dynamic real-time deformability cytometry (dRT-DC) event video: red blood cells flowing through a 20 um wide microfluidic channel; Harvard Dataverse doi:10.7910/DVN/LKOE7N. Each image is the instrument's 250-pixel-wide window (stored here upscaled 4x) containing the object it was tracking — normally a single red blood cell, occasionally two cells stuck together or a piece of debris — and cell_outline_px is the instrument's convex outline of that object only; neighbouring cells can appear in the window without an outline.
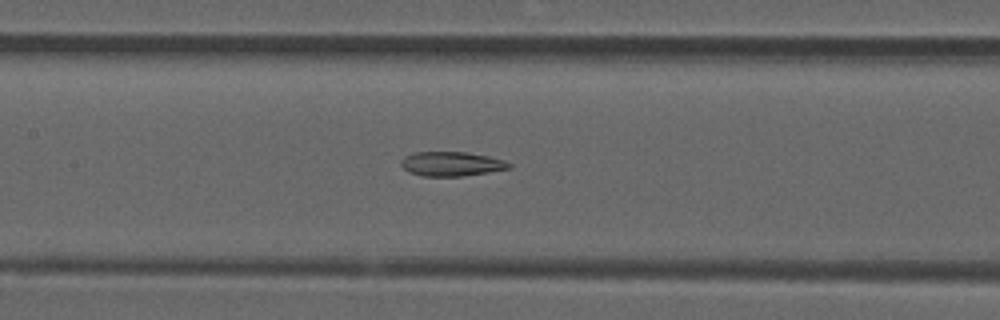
{"species": "common noctule bat (a hibernating species)", "species_latin": "Nyctalus noctula", "temperature_condition": "room temperature", "stored_images_in_passage": 38, "camera_frame_rate_fps": 3000, "um_per_image_px": 0.085, "animal": {"sex": "male", "forearm_length_mm": 52.5}, "frame": {"image": 1, "passage_image": 9, "time_ms": 2.667, "image_size_px": [1000, 320], "cell_outline_px": [[512, 168], [488, 172], [460, 176], [420, 176], [408, 172], [400, 164], [400, 160], [404, 156], [416, 152], [464, 152], [488, 156], [504, 160], [512, 164]], "centroid_in_image_um": [38.35, 13.93], "position_along_channel_um": 169.0, "area_um2": 15.37}}
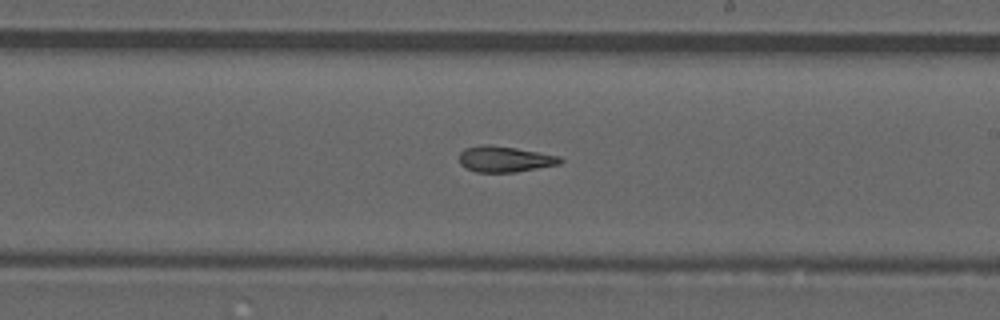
{"frame": {"image": 2, "passage_image": 15, "time_ms": 4.667, "image_size_px": [1000, 320], "cell_outline_px": [[564, 160], [560, 164], [516, 172], [476, 172], [460, 164], [460, 152], [464, 148], [484, 144], [488, 144], [516, 148], [560, 156]], "centroid_in_image_um": [42.91, 13.52], "position_along_channel_um": 246.1, "area_um2": 15.2}}
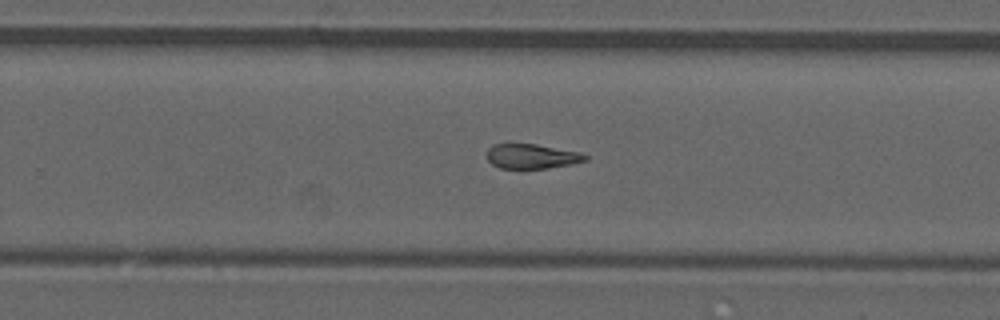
{"frame": {"image": 3, "passage_image": 18, "time_ms": 5.667, "image_size_px": [1000, 320], "cell_outline_px": [[588, 160], [572, 164], [548, 168], [500, 168], [492, 164], [488, 160], [488, 148], [492, 144], [536, 144], [580, 152], [588, 156]], "centroid_in_image_um": [45.22, 13.28], "position_along_channel_um": 284.6, "area_um2": 14.1}, "authors_computed_cell_mechanics": {"area_um2": 15.317, "velocity_mm_per_s": 3.8669, "shape_relaxation_time_tau1_ms": null, "shape_relaxation_time_tau2_ms": 3.5727, "deformation_change_tau1": null, "deformation_change_tau2": 0.1088}}